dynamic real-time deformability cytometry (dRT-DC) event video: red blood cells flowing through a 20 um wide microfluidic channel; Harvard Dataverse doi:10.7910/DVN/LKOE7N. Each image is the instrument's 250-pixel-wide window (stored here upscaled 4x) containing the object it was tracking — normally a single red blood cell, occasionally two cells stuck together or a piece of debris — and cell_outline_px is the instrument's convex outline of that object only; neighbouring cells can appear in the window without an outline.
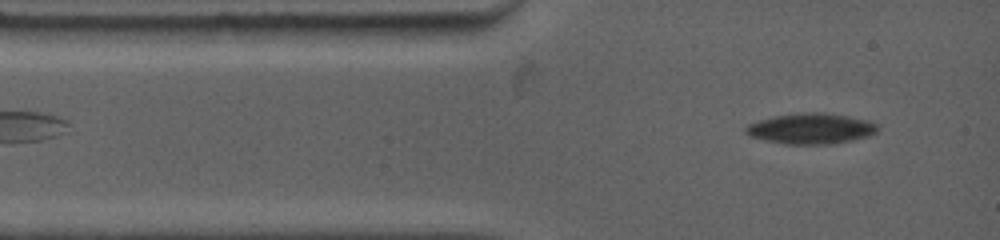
{"species": "common noctule bat (a hibernating species)", "species_latin": "Nyctalus noctula", "temperature_condition": "warm", "stored_images_in_passage": 5, "segment_of_instrument_passage": [2, 2], "camera_frame_rate_fps": 4500, "um_per_image_px": 0.085, "animal": {"sex": "female", "body_mass_g": 19.0, "forearm_length_mm": 53.3}, "frame": {"image": 1, "passage_image": 5, "time_ms": 2.889, "image_size_px": [1000, 240], "cell_outline_px": [[880, 124], [876, 132], [868, 136], [852, 140], [828, 144], [784, 144], [764, 140], [748, 136], [744, 132], [744, 128], [748, 124], [772, 116], [804, 112], [824, 112], [848, 116], [868, 120]], "centroid_in_image_um": [68.91, 10.92], "position_along_channel_um": 16.1, "area_um2": 23.76}}